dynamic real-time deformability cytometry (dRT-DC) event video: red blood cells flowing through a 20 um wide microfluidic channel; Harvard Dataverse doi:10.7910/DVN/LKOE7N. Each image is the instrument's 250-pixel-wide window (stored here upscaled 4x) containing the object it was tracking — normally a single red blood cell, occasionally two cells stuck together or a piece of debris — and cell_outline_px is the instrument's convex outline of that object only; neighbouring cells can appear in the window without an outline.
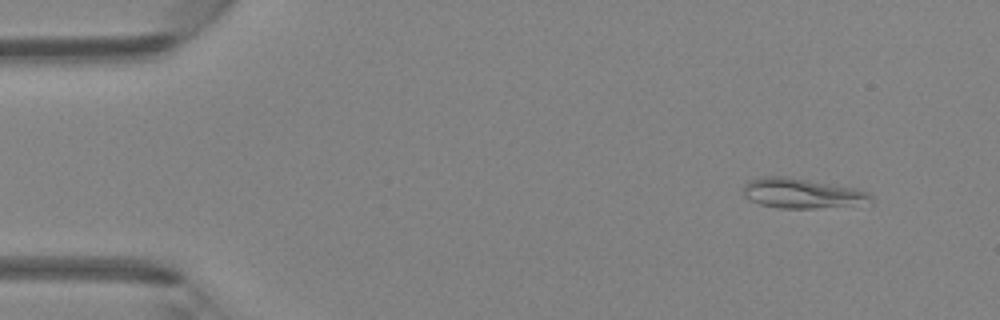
{"species": "Egyptian fruit bat (a non-hibernating species)", "species_latin": "Rousettus aegyptiacus", "temperature_condition": "room temperature", "stored_images_in_passage": 4, "camera_frame_rate_fps": 3000, "um_per_image_px": 0.085, "animal": {"sex": "female"}, "frame": {"image": 1, "passage_image": 1, "time_ms": 0.0, "image_size_px": [1000, 320], "cell_outline_px": [[872, 204], [816, 208], [780, 208], [760, 204], [744, 196], [744, 184], [748, 180], [764, 176], [784, 176], [808, 180], [852, 188], [868, 192], [872, 196]], "centroid_in_image_um": [68.19, 16.44], "position_along_channel_um": 16.8, "area_um2": 22.14}}